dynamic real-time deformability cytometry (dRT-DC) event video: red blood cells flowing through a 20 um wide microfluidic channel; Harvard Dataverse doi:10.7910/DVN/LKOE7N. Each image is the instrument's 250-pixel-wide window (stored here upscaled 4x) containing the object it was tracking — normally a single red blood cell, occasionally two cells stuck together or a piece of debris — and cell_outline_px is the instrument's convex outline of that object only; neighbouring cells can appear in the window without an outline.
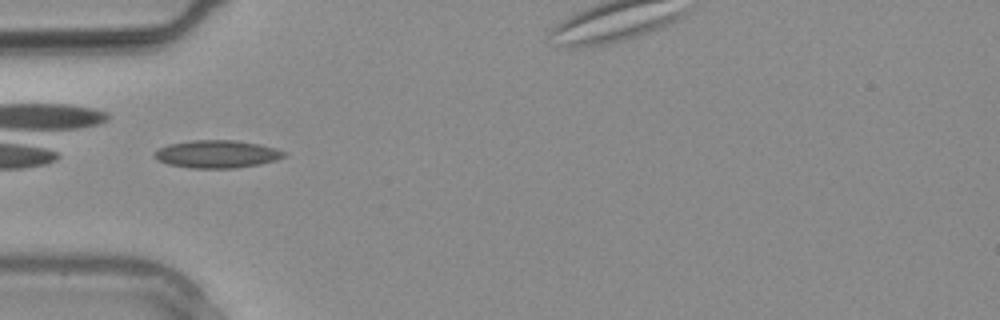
{"species": "common noctule bat (a hibernating species)", "species_latin": "Nyctalus noctula", "temperature_condition": "warm", "stored_images_in_passage": 3, "camera_frame_rate_fps": 3000, "um_per_image_px": 0.085, "animal": {"sex": "male", "body_mass_g": 20.4}, "frame": {"image": 1, "passage_image": 2, "time_ms": 0.333, "image_size_px": [1000, 320], "cell_outline_px": [[288, 152], [284, 156], [276, 160], [260, 164], [236, 168], [192, 168], [168, 164], [156, 160], [152, 156], [152, 152], [168, 144], [192, 140], [236, 140], [260, 144], [276, 148]], "centroid_in_image_um": [18.42, 13.09], "position_along_channel_um": 66.6, "area_um2": 21.15}}